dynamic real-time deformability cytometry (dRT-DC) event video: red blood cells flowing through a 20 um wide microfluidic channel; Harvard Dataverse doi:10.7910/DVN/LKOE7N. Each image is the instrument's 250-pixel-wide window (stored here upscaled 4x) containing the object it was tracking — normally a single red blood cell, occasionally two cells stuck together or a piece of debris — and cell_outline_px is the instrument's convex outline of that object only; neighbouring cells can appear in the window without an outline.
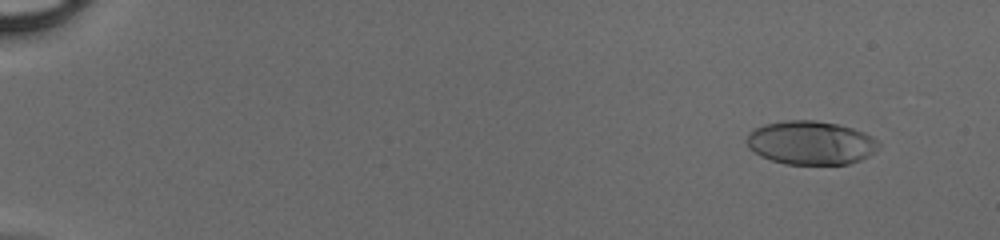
{"species": "human", "species_latin": "Homo sapiens", "temperature_condition": "cold", "stored_images_in_passage": 49, "camera_frame_rate_fps": 3000, "um_per_image_px": 0.085, "donor": {"sex": "male"}, "frame": {"image": 1, "passage_image": 4, "time_ms": 1.0, "image_size_px": [1000, 240], "cell_outline_px": [[880, 144], [868, 156], [860, 160], [848, 164], [784, 164], [760, 156], [748, 148], [748, 132], [764, 124], [784, 120], [816, 120], [836, 124], [852, 128], [864, 132], [872, 136]], "centroid_in_image_um": [68.89, 12.13], "position_along_channel_um": 16.1, "area_um2": 33.47}}
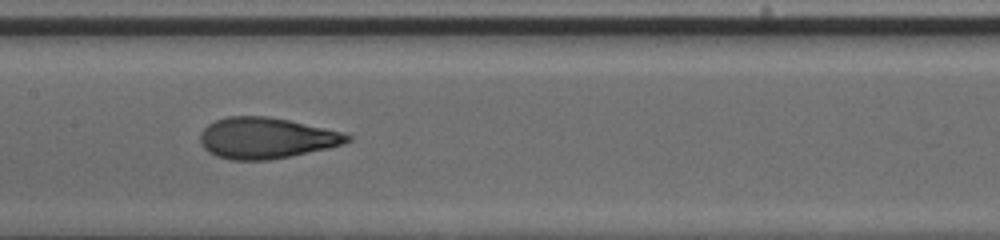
{"frame": {"image": 2, "passage_image": 27, "time_ms": 8.667, "image_size_px": [1000, 240], "cell_outline_px": [[352, 140], [344, 144], [328, 148], [268, 160], [232, 160], [216, 156], [208, 152], [200, 144], [200, 132], [208, 124], [216, 120], [228, 116], [268, 116], [288, 120], [324, 128], [340, 132], [352, 136]], "centroid_in_image_um": [22.59, 11.73], "position_along_channel_um": 184.8, "area_um2": 35.03}}
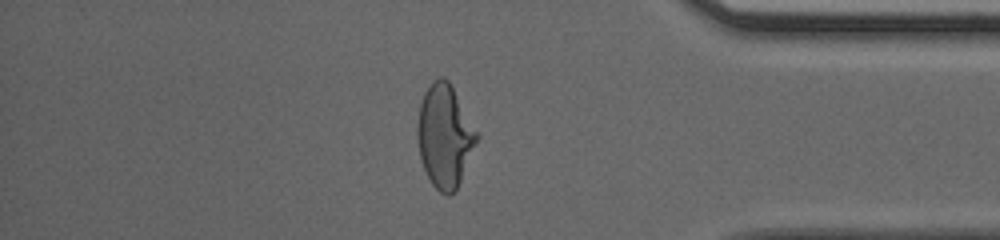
{"frame": {"image": 3, "passage_image": 43, "time_ms": 14.0, "image_size_px": [1000, 240], "cell_outline_px": [[480, 136], [456, 192], [448, 196], [440, 192], [432, 184], [424, 168], [420, 156], [416, 136], [416, 128], [420, 104], [424, 92], [432, 80], [440, 76], [444, 76], [448, 80]], "centroid_in_image_um": [37.8, 11.57], "position_along_channel_um": 397.4, "area_um2": 35.72}}